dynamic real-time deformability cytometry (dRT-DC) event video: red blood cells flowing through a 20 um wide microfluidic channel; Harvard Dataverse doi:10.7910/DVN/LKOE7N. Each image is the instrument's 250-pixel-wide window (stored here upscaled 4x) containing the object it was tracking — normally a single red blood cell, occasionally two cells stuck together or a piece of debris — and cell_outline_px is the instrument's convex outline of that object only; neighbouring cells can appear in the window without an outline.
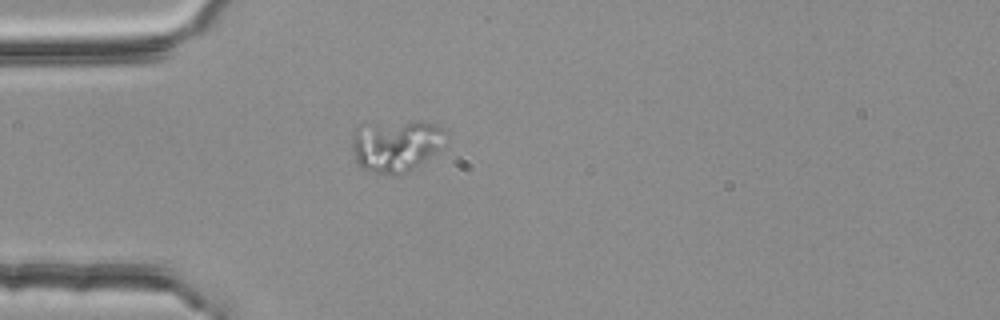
{"species": "common noctule bat (a hibernating species)", "species_latin": "Nyctalus noctula", "temperature_condition": "room temperature", "stored_images_in_passage": 4, "segment_of_instrument_passage": [2, 2], "camera_frame_rate_fps": 3000, "um_per_image_px": 0.085, "animal": {"sex": "female", "body_mass_g": 25.1}, "frame": {"image": 1, "passage_image": 4, "time_ms": 1.0, "image_size_px": [1000, 320], "cell_outline_px": [[448, 136], [424, 160], [408, 172], [400, 176], [392, 176], [372, 172], [364, 168], [356, 160], [352, 148], [352, 136], [356, 128], [364, 120], [424, 120], [440, 124], [448, 132]], "centroid_in_image_um": [33.62, 12.28], "position_along_channel_um": 51.4, "area_um2": 29.48}}